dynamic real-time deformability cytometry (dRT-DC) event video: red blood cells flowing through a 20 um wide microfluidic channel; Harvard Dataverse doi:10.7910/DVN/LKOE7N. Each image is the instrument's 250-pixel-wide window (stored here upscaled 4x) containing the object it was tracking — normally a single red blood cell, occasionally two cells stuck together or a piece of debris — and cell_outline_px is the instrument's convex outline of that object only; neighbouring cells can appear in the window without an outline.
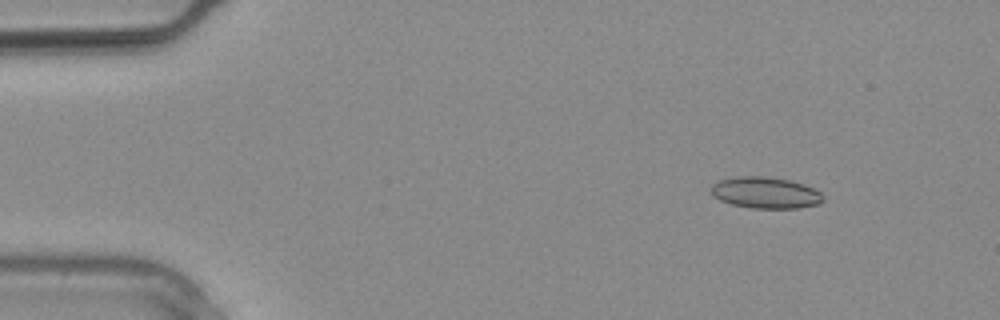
{"species": "common noctule bat (a hibernating species)", "species_latin": "Nyctalus noctula", "temperature_condition": "warm", "stored_images_in_passage": 11, "camera_frame_rate_fps": 3000, "um_per_image_px": 0.085, "animal": {"sex": "male", "body_mass_g": 20.4}, "frame": {"image": 1, "passage_image": 4, "time_ms": 1.0, "image_size_px": [1000, 320], "cell_outline_px": [[824, 200], [820, 204], [796, 208], [752, 208], [732, 204], [720, 200], [712, 196], [708, 188], [712, 184], [720, 180], [736, 176], [764, 176], [788, 180], [804, 184], [820, 192], [824, 196]], "centroid_in_image_um": [65.03, 16.38], "position_along_channel_um": 20.0, "area_um2": 20.63}}